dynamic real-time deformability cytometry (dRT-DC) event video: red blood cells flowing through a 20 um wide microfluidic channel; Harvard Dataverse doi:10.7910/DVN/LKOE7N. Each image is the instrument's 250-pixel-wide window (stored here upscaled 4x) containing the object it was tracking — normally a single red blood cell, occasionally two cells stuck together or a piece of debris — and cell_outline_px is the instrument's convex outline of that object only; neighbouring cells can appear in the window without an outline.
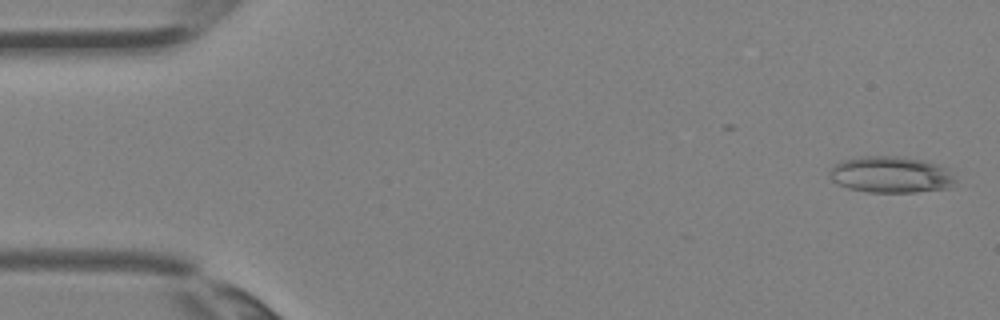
{"species": "Egyptian fruit bat (a non-hibernating species)", "species_latin": "Rousettus aegyptiacus", "temperature_condition": "room temperature", "stored_images_in_passage": 5, "camera_frame_rate_fps": 3000, "um_per_image_px": 0.085, "animal": {"sex": "female"}, "frame": {"image": 1, "passage_image": 1, "time_ms": 0.0, "image_size_px": [1000, 320], "cell_outline_px": [[956, 180], [948, 188], [916, 192], [868, 192], [848, 188], [832, 180], [832, 168], [836, 164], [844, 160], [864, 156], [904, 156], [928, 160], [948, 168]], "centroid_in_image_um": [75.8, 14.83], "position_along_channel_um": 9.2, "area_um2": 26.65}}